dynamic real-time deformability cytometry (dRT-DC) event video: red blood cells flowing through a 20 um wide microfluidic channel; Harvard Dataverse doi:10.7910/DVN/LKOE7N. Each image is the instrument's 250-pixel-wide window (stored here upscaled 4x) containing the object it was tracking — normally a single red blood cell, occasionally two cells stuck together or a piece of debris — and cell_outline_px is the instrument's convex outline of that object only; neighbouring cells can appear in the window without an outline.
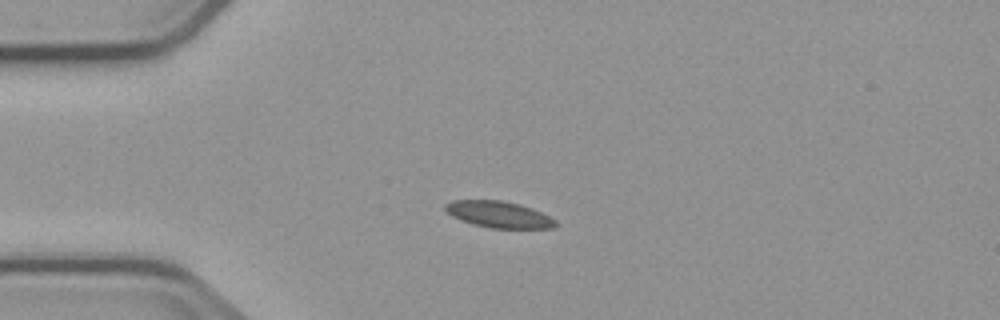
{"species": "common noctule bat (a hibernating species)", "species_latin": "Nyctalus noctula", "temperature_condition": "cold", "stored_images_in_passage": 5, "camera_frame_rate_fps": 3000, "um_per_image_px": 0.085, "animal": {"sex": "male", "body_mass_g": 23.1, "forearm_length_mm": 52.7}, "frame": {"image": 1, "passage_image": 4, "time_ms": 3.333, "image_size_px": [1000, 320], "cell_outline_px": [[556, 224], [552, 228], [488, 228], [472, 224], [460, 220], [452, 216], [444, 208], [444, 204], [452, 200], [500, 200], [520, 204], [532, 208], [556, 220]], "centroid_in_image_um": [42.36, 18.22], "position_along_channel_um": 42.6, "area_um2": 16.99}}